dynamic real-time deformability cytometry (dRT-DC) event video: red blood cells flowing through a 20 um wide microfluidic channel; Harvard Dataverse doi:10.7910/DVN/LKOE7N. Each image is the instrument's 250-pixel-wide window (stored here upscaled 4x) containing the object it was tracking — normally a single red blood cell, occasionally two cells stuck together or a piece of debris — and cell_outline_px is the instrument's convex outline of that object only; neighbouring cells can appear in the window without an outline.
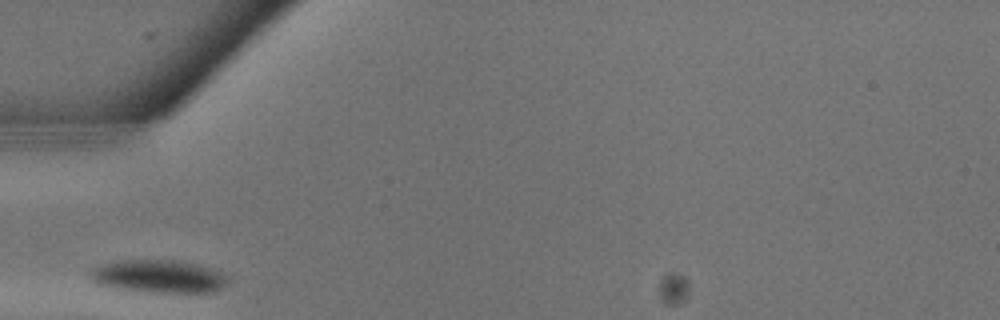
{"species": "common noctule bat (a hibernating species)", "species_latin": "Nyctalus noctula", "temperature_condition": "warm", "stored_images_in_passage": 13, "camera_frame_rate_fps": 3000, "um_per_image_px": 0.085, "animal": {"sex": "male", "body_mass_g": 13.3}, "frame": {"image": 1, "passage_image": 1, "time_ms": 0.0, "image_size_px": [1000, 320], "cell_outline_px": [[228, 280], [220, 288], [212, 292], [148, 292], [112, 288], [96, 284], [92, 280], [92, 272], [96, 268], [104, 264], [120, 260], [172, 260], [196, 264], [224, 272], [228, 276]], "centroid_in_image_um": [13.51, 23.5], "position_along_channel_um": 71.5, "area_um2": 26.13}}
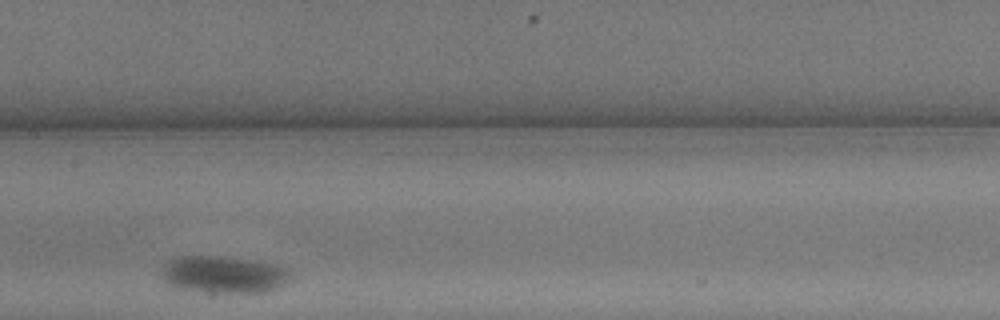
{"frame": {"image": 2, "passage_image": 6, "time_ms": 1.667, "image_size_px": [1000, 320], "cell_outline_px": [[288, 276], [276, 288], [268, 292], [216, 292], [176, 288], [168, 284], [160, 276], [160, 268], [168, 260], [180, 256], [216, 256], [248, 260], [272, 264], [284, 268], [288, 272]], "centroid_in_image_um": [18.86, 23.33], "position_along_channel_um": 188.5, "area_um2": 27.28}}
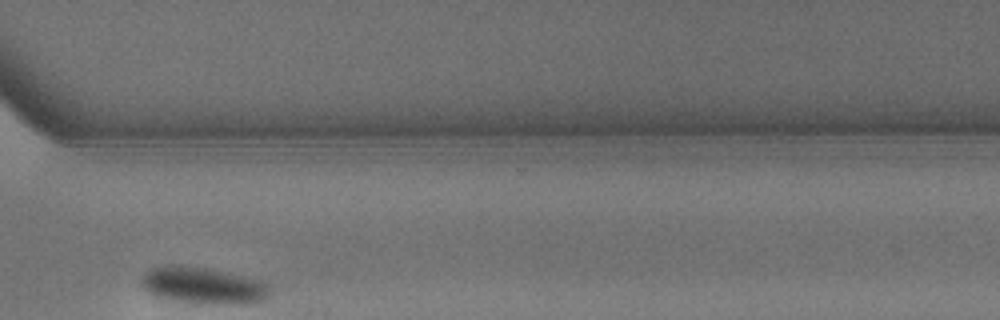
{"frame": {"image": 3, "passage_image": 13, "time_ms": 4.0, "image_size_px": [1000, 320], "cell_outline_px": [[272, 288], [268, 296], [264, 300], [248, 304], [212, 304], [176, 300], [156, 296], [148, 292], [144, 288], [144, 276], [148, 272], [156, 268], [176, 264], [208, 268], [228, 272], [264, 280], [272, 284]], "centroid_in_image_um": [17.43, 24.27], "position_along_channel_um": 353.2, "area_um2": 27.46}}